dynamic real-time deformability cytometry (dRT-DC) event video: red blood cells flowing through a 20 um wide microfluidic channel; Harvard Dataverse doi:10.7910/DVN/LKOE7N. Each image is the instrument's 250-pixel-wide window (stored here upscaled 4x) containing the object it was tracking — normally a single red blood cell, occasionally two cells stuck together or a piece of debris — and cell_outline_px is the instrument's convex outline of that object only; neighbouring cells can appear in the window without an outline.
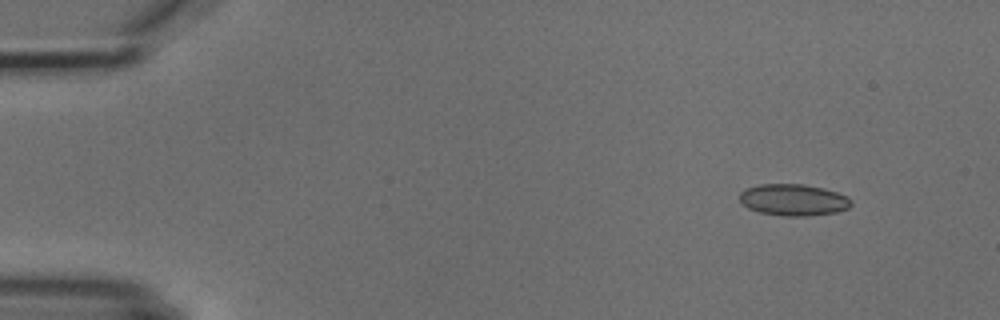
{"species": "common noctule bat (a hibernating species)", "species_latin": "Nyctalus noctula", "temperature_condition": "cold", "stored_images_in_passage": 3, "camera_frame_rate_fps": 3000, "um_per_image_px": 0.085, "animal": {"sex": "male", "body_mass_g": 18.8}, "frame": {"image": 1, "passage_image": 1, "time_ms": 0.0, "image_size_px": [1000, 320], "cell_outline_px": [[852, 204], [848, 208], [836, 212], [808, 216], [784, 216], [760, 212], [748, 208], [740, 200], [740, 192], [748, 188], [760, 184], [804, 184], [824, 188], [848, 196], [852, 200]], "centroid_in_image_um": [67.48, 16.99], "position_along_channel_um": 17.5, "area_um2": 20.52}}
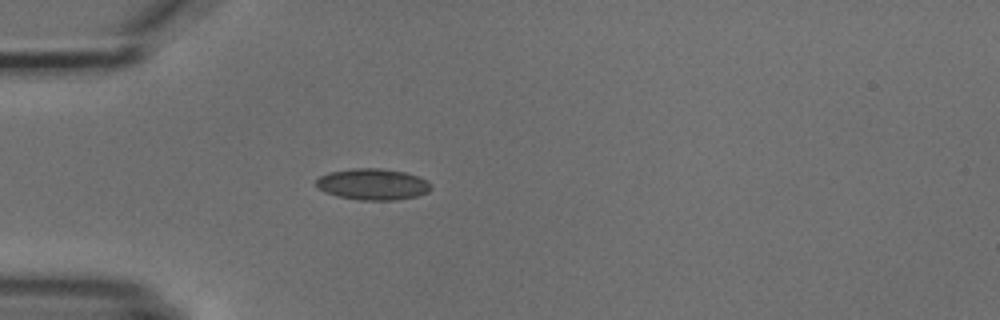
{"frame": {"image": 2, "passage_image": 3, "time_ms": 3.333, "image_size_px": [1000, 320], "cell_outline_px": [[432, 188], [428, 192], [416, 196], [396, 200], [360, 200], [336, 196], [324, 192], [316, 188], [316, 180], [320, 176], [328, 172], [352, 168], [380, 168], [404, 172], [416, 176], [424, 180]], "centroid_in_image_um": [31.61, 15.66], "position_along_channel_um": 53.4, "area_um2": 20.92}}